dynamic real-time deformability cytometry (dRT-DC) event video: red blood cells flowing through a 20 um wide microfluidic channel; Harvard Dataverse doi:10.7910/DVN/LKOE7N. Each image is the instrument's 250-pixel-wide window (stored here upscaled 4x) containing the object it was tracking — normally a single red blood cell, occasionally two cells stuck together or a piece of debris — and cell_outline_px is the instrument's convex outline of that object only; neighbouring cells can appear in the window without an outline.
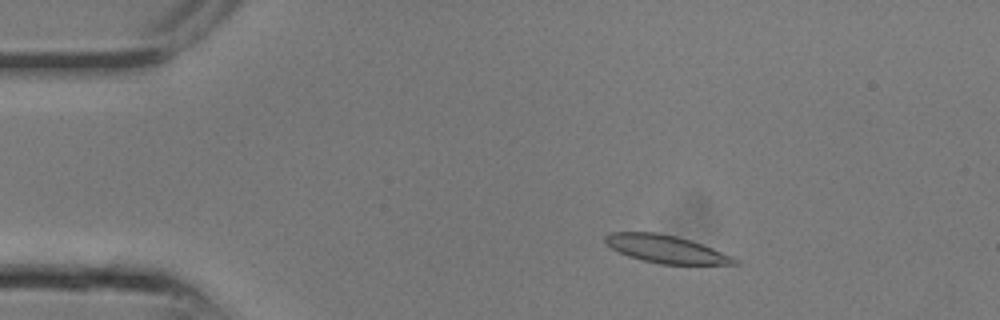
{"species": "common noctule bat (a hibernating species)", "species_latin": "Nyctalus noctula", "temperature_condition": "room temperature", "stored_images_in_passage": 10, "camera_frame_rate_fps": 3000, "um_per_image_px": 0.085, "animal": {"sex": "male", "body_mass_g": 13.3}, "frame": {"image": 1, "passage_image": 2, "time_ms": 0.333, "image_size_px": [1000, 320], "cell_outline_px": [[740, 264], [660, 264], [628, 256], [604, 244], [604, 236], [608, 232], [656, 232], [676, 236], [712, 248], [732, 256], [740, 260]], "centroid_in_image_um": [56.57, 21.16], "position_along_channel_um": 28.4, "area_um2": 20.75}}
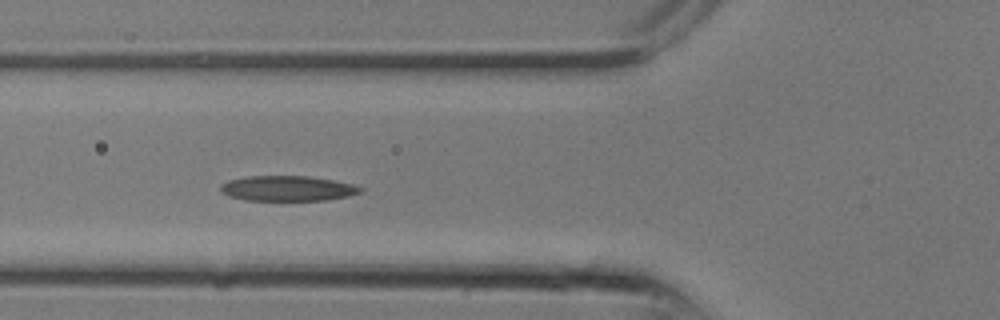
{"frame": {"image": 2, "passage_image": 7, "time_ms": 2.0, "image_size_px": [1000, 320], "cell_outline_px": [[364, 188], [360, 192], [348, 196], [324, 200], [244, 200], [228, 196], [220, 192], [220, 184], [228, 180], [248, 176], [308, 176], [332, 180], [352, 184]], "centroid_in_image_um": [24.39, 16.01], "position_along_channel_um": 101.4, "area_um2": 20.52}}
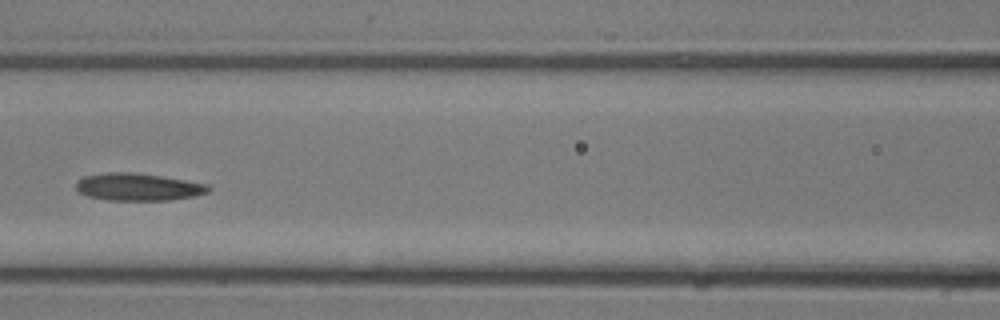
{"frame": {"image": 3, "passage_image": 9, "time_ms": 2.667, "image_size_px": [1000, 320], "cell_outline_px": [[212, 188], [208, 192], [196, 196], [168, 200], [108, 200], [88, 196], [80, 192], [76, 188], [76, 184], [84, 176], [108, 172], [132, 172], [160, 176], [208, 184]], "centroid_in_image_um": [11.77, 15.89], "position_along_channel_um": 154.8, "area_um2": 20.98}}